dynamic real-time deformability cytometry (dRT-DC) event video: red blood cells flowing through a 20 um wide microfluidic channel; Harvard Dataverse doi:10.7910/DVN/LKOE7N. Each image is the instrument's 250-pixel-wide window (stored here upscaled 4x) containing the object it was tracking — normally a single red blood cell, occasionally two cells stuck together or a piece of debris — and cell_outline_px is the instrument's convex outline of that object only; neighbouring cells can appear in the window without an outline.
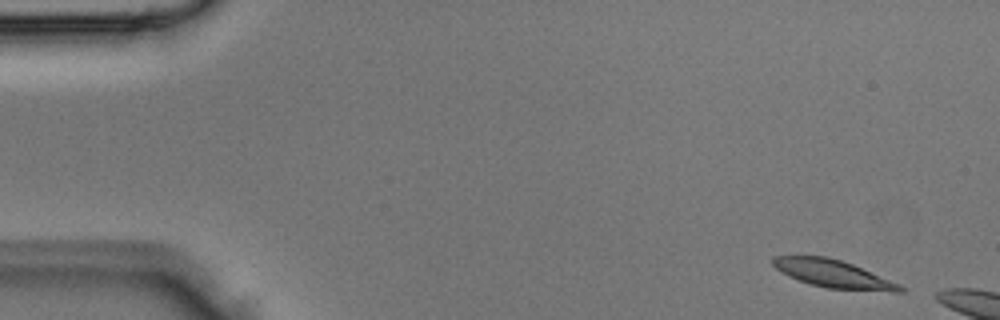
{"species": "Egyptian fruit bat (a non-hibernating species)", "species_latin": "Rousettus aegyptiacus", "temperature_condition": "room temperature", "stored_images_in_passage": 2, "camera_frame_rate_fps": 3000, "um_per_image_px": 0.085, "animal": {"sex": "male"}, "frame": {"image": 1, "passage_image": 1, "time_ms": 0.0, "image_size_px": [1000, 320], "cell_outline_px": [[908, 288], [904, 292], [892, 292], [828, 288], [812, 284], [788, 276], [776, 268], [772, 264], [772, 256], [828, 256], [852, 264], [900, 284]], "centroid_in_image_um": [70.87, 23.28], "position_along_channel_um": 14.1, "area_um2": 20.46}}